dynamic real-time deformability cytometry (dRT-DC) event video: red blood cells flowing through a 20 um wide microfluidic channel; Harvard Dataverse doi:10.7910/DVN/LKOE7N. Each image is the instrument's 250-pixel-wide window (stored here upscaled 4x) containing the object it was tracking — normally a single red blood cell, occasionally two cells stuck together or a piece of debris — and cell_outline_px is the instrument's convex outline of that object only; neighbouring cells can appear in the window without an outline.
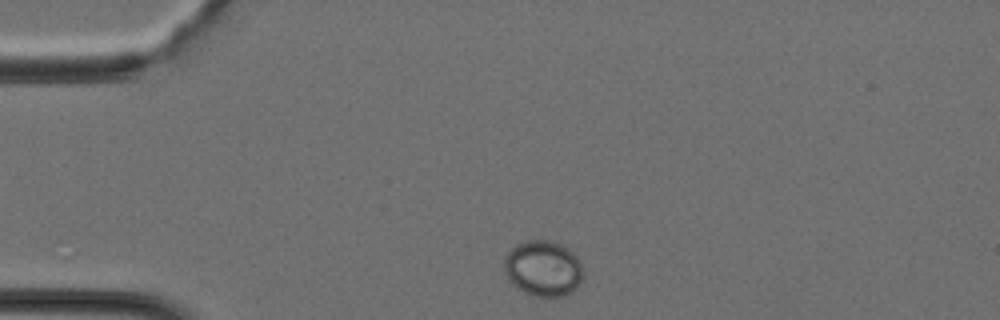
{"species": "Egyptian fruit bat (a non-hibernating species)", "species_latin": "Rousettus aegyptiacus", "temperature_condition": "cold", "stored_images_in_passage": 31, "camera_frame_rate_fps": 3000, "um_per_image_px": 0.085, "animal": {"sex": "female"}, "frame": {"image": 1, "passage_image": 1, "time_ms": 0.0, "image_size_px": [1000, 320], "cell_outline_px": [[584, 276], [576, 288], [564, 296], [532, 296], [516, 288], [508, 280], [504, 272], [504, 256], [516, 244], [528, 240], [552, 240], [568, 248], [580, 260], [584, 268]], "centroid_in_image_um": [46.17, 22.81], "position_along_channel_um": 38.8, "area_um2": 26.07}}
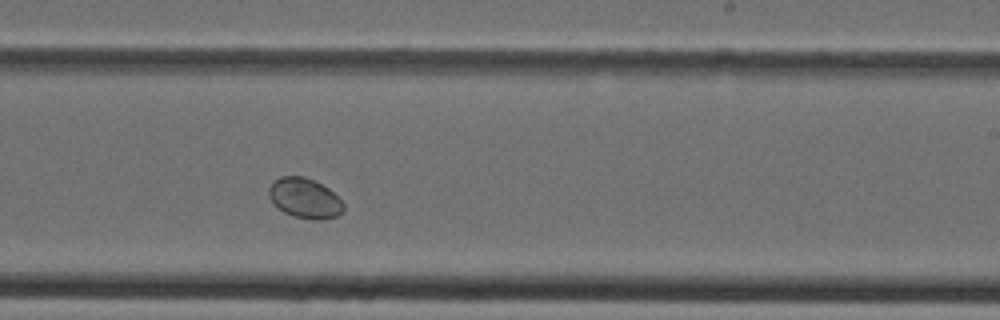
{"frame": {"image": 2, "passage_image": 16, "time_ms": 5.0, "image_size_px": [1000, 320], "cell_outline_px": [[344, 208], [336, 216], [324, 220], [312, 220], [296, 216], [284, 212], [268, 196], [268, 188], [280, 176], [304, 176], [328, 188], [344, 204]], "centroid_in_image_um": [25.9, 16.85], "position_along_channel_um": 263.1, "area_um2": 17.05}}
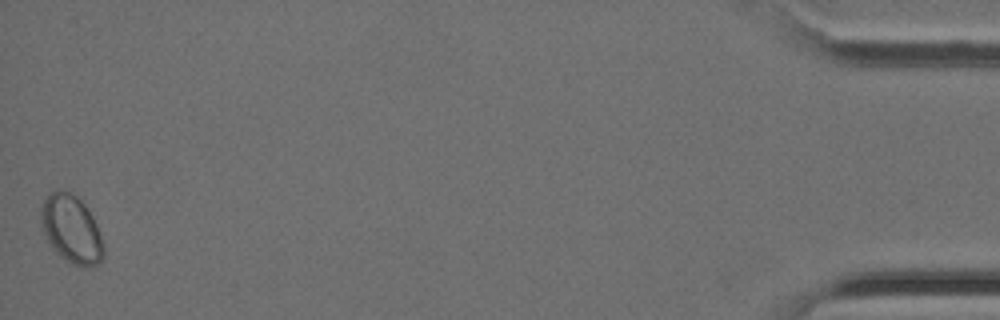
{"frame": {"image": 3, "passage_image": 31, "time_ms": 10.0, "image_size_px": [1000, 320], "cell_outline_px": [[104, 256], [100, 264], [92, 268], [84, 268], [72, 264], [60, 256], [52, 248], [40, 224], [40, 208], [48, 192], [56, 188], [72, 192], [84, 204], [92, 216], [104, 244]], "centroid_in_image_um": [6.06, 19.48], "position_along_channel_um": 429.1, "area_um2": 25.26}}